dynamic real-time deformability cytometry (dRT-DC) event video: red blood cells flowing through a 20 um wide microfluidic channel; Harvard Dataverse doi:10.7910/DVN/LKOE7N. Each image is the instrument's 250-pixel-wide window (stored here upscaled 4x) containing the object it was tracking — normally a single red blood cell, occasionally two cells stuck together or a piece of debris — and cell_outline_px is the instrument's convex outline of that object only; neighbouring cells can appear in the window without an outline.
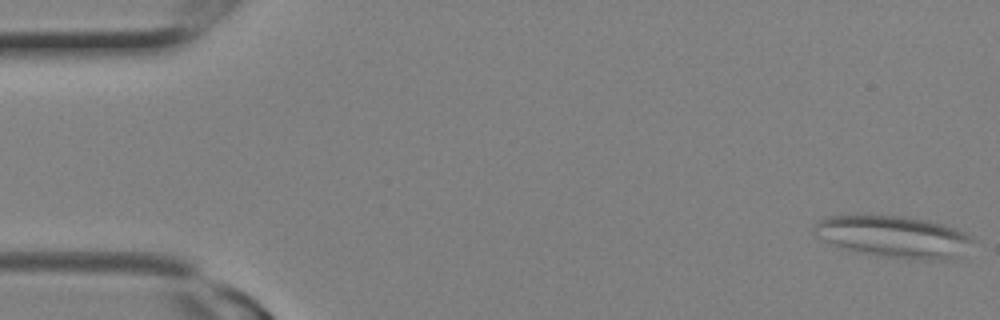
{"species": "Egyptian fruit bat (a non-hibernating species)", "species_latin": "Rousettus aegyptiacus", "temperature_condition": "room temperature", "stored_images_in_passage": 9, "camera_frame_rate_fps": 3000, "um_per_image_px": 0.085, "animal": {"sex": "female"}, "frame": {"image": 1, "passage_image": 1, "time_ms": 0.0, "image_size_px": [1000, 320], "cell_outline_px": [[976, 240], [956, 260], [908, 260], [880, 256], [848, 248], [824, 240], [816, 236], [812, 232], [812, 228], [820, 220], [828, 216], [856, 212], [900, 216], [924, 220], [940, 224], [964, 232], [972, 236]], "centroid_in_image_um": [75.98, 20.09], "position_along_channel_um": 9.0, "area_um2": 39.3}}